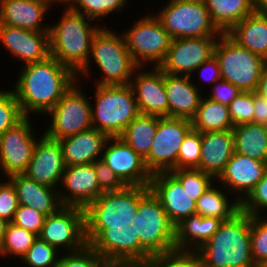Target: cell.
<instances>
[{"instance_id": "6da1fadb", "label": "cell", "mask_w": 267, "mask_h": 267, "mask_svg": "<svg viewBox=\"0 0 267 267\" xmlns=\"http://www.w3.org/2000/svg\"><path fill=\"white\" fill-rule=\"evenodd\" d=\"M12 88L24 116L46 115L75 84L77 75L54 57L21 66Z\"/></svg>"}, {"instance_id": "7a4b0ae2", "label": "cell", "mask_w": 267, "mask_h": 267, "mask_svg": "<svg viewBox=\"0 0 267 267\" xmlns=\"http://www.w3.org/2000/svg\"><path fill=\"white\" fill-rule=\"evenodd\" d=\"M64 8L58 22L49 25L50 55L77 75L87 64L94 36L103 25H94L67 5Z\"/></svg>"}, {"instance_id": "3957f363", "label": "cell", "mask_w": 267, "mask_h": 267, "mask_svg": "<svg viewBox=\"0 0 267 267\" xmlns=\"http://www.w3.org/2000/svg\"><path fill=\"white\" fill-rule=\"evenodd\" d=\"M196 252L200 267H256L251 255L250 215L240 210L223 221Z\"/></svg>"}, {"instance_id": "277c9868", "label": "cell", "mask_w": 267, "mask_h": 267, "mask_svg": "<svg viewBox=\"0 0 267 267\" xmlns=\"http://www.w3.org/2000/svg\"><path fill=\"white\" fill-rule=\"evenodd\" d=\"M103 25L94 36L89 60L77 74V80L83 82V78H90L89 76L95 71L92 66L96 64L95 66L103 73L98 75L96 85H127L139 66L133 61L122 34L116 33L110 29L111 27H105L106 24Z\"/></svg>"}, {"instance_id": "5b68a950", "label": "cell", "mask_w": 267, "mask_h": 267, "mask_svg": "<svg viewBox=\"0 0 267 267\" xmlns=\"http://www.w3.org/2000/svg\"><path fill=\"white\" fill-rule=\"evenodd\" d=\"M91 101L92 127L107 137H120L128 124L139 114L129 84L100 86L94 84Z\"/></svg>"}, {"instance_id": "8992f818", "label": "cell", "mask_w": 267, "mask_h": 267, "mask_svg": "<svg viewBox=\"0 0 267 267\" xmlns=\"http://www.w3.org/2000/svg\"><path fill=\"white\" fill-rule=\"evenodd\" d=\"M150 190L144 186H125L118 191L104 192L85 210L86 240L89 244L107 224L133 223L139 200Z\"/></svg>"}, {"instance_id": "52a82bcc", "label": "cell", "mask_w": 267, "mask_h": 267, "mask_svg": "<svg viewBox=\"0 0 267 267\" xmlns=\"http://www.w3.org/2000/svg\"><path fill=\"white\" fill-rule=\"evenodd\" d=\"M214 56L219 62L222 79L242 92L256 91L260 75L266 67L265 59L240 46L228 34H221L218 38Z\"/></svg>"}, {"instance_id": "ba28073f", "label": "cell", "mask_w": 267, "mask_h": 267, "mask_svg": "<svg viewBox=\"0 0 267 267\" xmlns=\"http://www.w3.org/2000/svg\"><path fill=\"white\" fill-rule=\"evenodd\" d=\"M163 6L155 16L172 39L221 35L210 19L204 0H169Z\"/></svg>"}, {"instance_id": "9c48e42d", "label": "cell", "mask_w": 267, "mask_h": 267, "mask_svg": "<svg viewBox=\"0 0 267 267\" xmlns=\"http://www.w3.org/2000/svg\"><path fill=\"white\" fill-rule=\"evenodd\" d=\"M146 14L134 21L129 29L122 30L121 34L133 61L139 67L151 64L152 67H158L170 48L172 38L153 12Z\"/></svg>"}, {"instance_id": "30bf717a", "label": "cell", "mask_w": 267, "mask_h": 267, "mask_svg": "<svg viewBox=\"0 0 267 267\" xmlns=\"http://www.w3.org/2000/svg\"><path fill=\"white\" fill-rule=\"evenodd\" d=\"M136 233L150 255L175 250V225L151 190L139 200Z\"/></svg>"}, {"instance_id": "8fae6325", "label": "cell", "mask_w": 267, "mask_h": 267, "mask_svg": "<svg viewBox=\"0 0 267 267\" xmlns=\"http://www.w3.org/2000/svg\"><path fill=\"white\" fill-rule=\"evenodd\" d=\"M82 88H84L82 82L77 80L61 100L45 115L51 118L46 131H43L48 138L60 140L92 128L90 103L92 97H88L89 95H86Z\"/></svg>"}, {"instance_id": "7c38bea8", "label": "cell", "mask_w": 267, "mask_h": 267, "mask_svg": "<svg viewBox=\"0 0 267 267\" xmlns=\"http://www.w3.org/2000/svg\"><path fill=\"white\" fill-rule=\"evenodd\" d=\"M38 237L62 254L83 249L87 245L84 208L63 205L45 217Z\"/></svg>"}, {"instance_id": "4fadbf2b", "label": "cell", "mask_w": 267, "mask_h": 267, "mask_svg": "<svg viewBox=\"0 0 267 267\" xmlns=\"http://www.w3.org/2000/svg\"><path fill=\"white\" fill-rule=\"evenodd\" d=\"M108 263L141 264L150 254L140 245L133 223L107 224L89 244Z\"/></svg>"}, {"instance_id": "5bb4252c", "label": "cell", "mask_w": 267, "mask_h": 267, "mask_svg": "<svg viewBox=\"0 0 267 267\" xmlns=\"http://www.w3.org/2000/svg\"><path fill=\"white\" fill-rule=\"evenodd\" d=\"M191 130V120L158 116L154 142L144 158L151 175L178 169V153L184 138Z\"/></svg>"}, {"instance_id": "9a60e30c", "label": "cell", "mask_w": 267, "mask_h": 267, "mask_svg": "<svg viewBox=\"0 0 267 267\" xmlns=\"http://www.w3.org/2000/svg\"><path fill=\"white\" fill-rule=\"evenodd\" d=\"M31 117L25 116L0 136V176L8 178L27 170L37 137L41 136L35 133L37 131L32 126L34 118Z\"/></svg>"}, {"instance_id": "2e32d148", "label": "cell", "mask_w": 267, "mask_h": 267, "mask_svg": "<svg viewBox=\"0 0 267 267\" xmlns=\"http://www.w3.org/2000/svg\"><path fill=\"white\" fill-rule=\"evenodd\" d=\"M219 37L172 39L170 48L158 67L167 74L191 76L200 65L214 56Z\"/></svg>"}, {"instance_id": "e0dca14e", "label": "cell", "mask_w": 267, "mask_h": 267, "mask_svg": "<svg viewBox=\"0 0 267 267\" xmlns=\"http://www.w3.org/2000/svg\"><path fill=\"white\" fill-rule=\"evenodd\" d=\"M101 161L126 186L149 187L152 175L144 159L120 137H108L103 147Z\"/></svg>"}, {"instance_id": "ac0fdd59", "label": "cell", "mask_w": 267, "mask_h": 267, "mask_svg": "<svg viewBox=\"0 0 267 267\" xmlns=\"http://www.w3.org/2000/svg\"><path fill=\"white\" fill-rule=\"evenodd\" d=\"M138 67L129 83L143 115L168 117V100L164 85V72L159 67ZM147 70V71H146Z\"/></svg>"}, {"instance_id": "d6986e66", "label": "cell", "mask_w": 267, "mask_h": 267, "mask_svg": "<svg viewBox=\"0 0 267 267\" xmlns=\"http://www.w3.org/2000/svg\"><path fill=\"white\" fill-rule=\"evenodd\" d=\"M266 171L267 162L234 152L216 182L241 203L264 177Z\"/></svg>"}, {"instance_id": "ffe728a7", "label": "cell", "mask_w": 267, "mask_h": 267, "mask_svg": "<svg viewBox=\"0 0 267 267\" xmlns=\"http://www.w3.org/2000/svg\"><path fill=\"white\" fill-rule=\"evenodd\" d=\"M41 133L23 174L37 183L59 190L65 170L62 149L58 140L48 138L43 131Z\"/></svg>"}, {"instance_id": "44dd1931", "label": "cell", "mask_w": 267, "mask_h": 267, "mask_svg": "<svg viewBox=\"0 0 267 267\" xmlns=\"http://www.w3.org/2000/svg\"><path fill=\"white\" fill-rule=\"evenodd\" d=\"M62 205L86 208L104 192L98 186L94 163L65 167L59 187Z\"/></svg>"}, {"instance_id": "7402d4cb", "label": "cell", "mask_w": 267, "mask_h": 267, "mask_svg": "<svg viewBox=\"0 0 267 267\" xmlns=\"http://www.w3.org/2000/svg\"><path fill=\"white\" fill-rule=\"evenodd\" d=\"M0 43L21 66L47 59L49 32H37L0 24Z\"/></svg>"}, {"instance_id": "603a6c76", "label": "cell", "mask_w": 267, "mask_h": 267, "mask_svg": "<svg viewBox=\"0 0 267 267\" xmlns=\"http://www.w3.org/2000/svg\"><path fill=\"white\" fill-rule=\"evenodd\" d=\"M149 188L175 226L184 218L196 214V201L170 172L153 174Z\"/></svg>"}, {"instance_id": "cb8c5ba5", "label": "cell", "mask_w": 267, "mask_h": 267, "mask_svg": "<svg viewBox=\"0 0 267 267\" xmlns=\"http://www.w3.org/2000/svg\"><path fill=\"white\" fill-rule=\"evenodd\" d=\"M52 8L42 0H0V24L37 32H49L43 22Z\"/></svg>"}, {"instance_id": "d4e9b609", "label": "cell", "mask_w": 267, "mask_h": 267, "mask_svg": "<svg viewBox=\"0 0 267 267\" xmlns=\"http://www.w3.org/2000/svg\"><path fill=\"white\" fill-rule=\"evenodd\" d=\"M194 82L191 76L164 73L169 118L191 120L195 116L204 95L201 89L203 86Z\"/></svg>"}, {"instance_id": "484cf974", "label": "cell", "mask_w": 267, "mask_h": 267, "mask_svg": "<svg viewBox=\"0 0 267 267\" xmlns=\"http://www.w3.org/2000/svg\"><path fill=\"white\" fill-rule=\"evenodd\" d=\"M108 137L93 127L59 141L65 167L94 163L101 160Z\"/></svg>"}, {"instance_id": "4316f807", "label": "cell", "mask_w": 267, "mask_h": 267, "mask_svg": "<svg viewBox=\"0 0 267 267\" xmlns=\"http://www.w3.org/2000/svg\"><path fill=\"white\" fill-rule=\"evenodd\" d=\"M234 152L232 130L201 132V156L197 169L217 179Z\"/></svg>"}, {"instance_id": "83f0119b", "label": "cell", "mask_w": 267, "mask_h": 267, "mask_svg": "<svg viewBox=\"0 0 267 267\" xmlns=\"http://www.w3.org/2000/svg\"><path fill=\"white\" fill-rule=\"evenodd\" d=\"M8 179L16 188L19 205L31 207L46 216L63 206L58 189L37 183L25 174H13Z\"/></svg>"}, {"instance_id": "f1b7e54d", "label": "cell", "mask_w": 267, "mask_h": 267, "mask_svg": "<svg viewBox=\"0 0 267 267\" xmlns=\"http://www.w3.org/2000/svg\"><path fill=\"white\" fill-rule=\"evenodd\" d=\"M223 221L198 214L184 218L175 226V249L196 251L219 229Z\"/></svg>"}, {"instance_id": "f546056e", "label": "cell", "mask_w": 267, "mask_h": 267, "mask_svg": "<svg viewBox=\"0 0 267 267\" xmlns=\"http://www.w3.org/2000/svg\"><path fill=\"white\" fill-rule=\"evenodd\" d=\"M240 46L267 58V15L254 12L243 18L228 33Z\"/></svg>"}, {"instance_id": "4dcf8cb0", "label": "cell", "mask_w": 267, "mask_h": 267, "mask_svg": "<svg viewBox=\"0 0 267 267\" xmlns=\"http://www.w3.org/2000/svg\"><path fill=\"white\" fill-rule=\"evenodd\" d=\"M213 25L227 34L243 18L255 12L254 0H204Z\"/></svg>"}, {"instance_id": "1f68e13d", "label": "cell", "mask_w": 267, "mask_h": 267, "mask_svg": "<svg viewBox=\"0 0 267 267\" xmlns=\"http://www.w3.org/2000/svg\"><path fill=\"white\" fill-rule=\"evenodd\" d=\"M216 185L217 182H214L196 201V214L219 218L222 221L230 220L240 211V202L233 199L232 194L219 183Z\"/></svg>"}, {"instance_id": "d6a6232c", "label": "cell", "mask_w": 267, "mask_h": 267, "mask_svg": "<svg viewBox=\"0 0 267 267\" xmlns=\"http://www.w3.org/2000/svg\"><path fill=\"white\" fill-rule=\"evenodd\" d=\"M234 151L267 162V126L244 123L232 128Z\"/></svg>"}, {"instance_id": "836d02e7", "label": "cell", "mask_w": 267, "mask_h": 267, "mask_svg": "<svg viewBox=\"0 0 267 267\" xmlns=\"http://www.w3.org/2000/svg\"><path fill=\"white\" fill-rule=\"evenodd\" d=\"M192 129L198 132L232 130L229 106L202 97L195 116L191 119Z\"/></svg>"}, {"instance_id": "e575fe53", "label": "cell", "mask_w": 267, "mask_h": 267, "mask_svg": "<svg viewBox=\"0 0 267 267\" xmlns=\"http://www.w3.org/2000/svg\"><path fill=\"white\" fill-rule=\"evenodd\" d=\"M158 125V116L139 114L133 119L120 138L143 159L149 154Z\"/></svg>"}, {"instance_id": "d590c367", "label": "cell", "mask_w": 267, "mask_h": 267, "mask_svg": "<svg viewBox=\"0 0 267 267\" xmlns=\"http://www.w3.org/2000/svg\"><path fill=\"white\" fill-rule=\"evenodd\" d=\"M38 235L22 227L16 226L12 222L7 224L0 257H16L20 260L29 248L33 245Z\"/></svg>"}, {"instance_id": "8d00e7d4", "label": "cell", "mask_w": 267, "mask_h": 267, "mask_svg": "<svg viewBox=\"0 0 267 267\" xmlns=\"http://www.w3.org/2000/svg\"><path fill=\"white\" fill-rule=\"evenodd\" d=\"M128 1L130 0H68L67 6L97 23L99 19L104 21L112 13H121L128 6Z\"/></svg>"}, {"instance_id": "74e56055", "label": "cell", "mask_w": 267, "mask_h": 267, "mask_svg": "<svg viewBox=\"0 0 267 267\" xmlns=\"http://www.w3.org/2000/svg\"><path fill=\"white\" fill-rule=\"evenodd\" d=\"M170 173L181 183L182 187L197 201L216 179L198 169H174Z\"/></svg>"}, {"instance_id": "f35d334b", "label": "cell", "mask_w": 267, "mask_h": 267, "mask_svg": "<svg viewBox=\"0 0 267 267\" xmlns=\"http://www.w3.org/2000/svg\"><path fill=\"white\" fill-rule=\"evenodd\" d=\"M142 267H200L196 251L173 250L150 255L141 263Z\"/></svg>"}, {"instance_id": "ab89813d", "label": "cell", "mask_w": 267, "mask_h": 267, "mask_svg": "<svg viewBox=\"0 0 267 267\" xmlns=\"http://www.w3.org/2000/svg\"><path fill=\"white\" fill-rule=\"evenodd\" d=\"M61 254L50 244L37 237L20 261L25 267H57Z\"/></svg>"}, {"instance_id": "60d3db41", "label": "cell", "mask_w": 267, "mask_h": 267, "mask_svg": "<svg viewBox=\"0 0 267 267\" xmlns=\"http://www.w3.org/2000/svg\"><path fill=\"white\" fill-rule=\"evenodd\" d=\"M251 255L256 267L267 264V218L250 215Z\"/></svg>"}, {"instance_id": "b9f144b4", "label": "cell", "mask_w": 267, "mask_h": 267, "mask_svg": "<svg viewBox=\"0 0 267 267\" xmlns=\"http://www.w3.org/2000/svg\"><path fill=\"white\" fill-rule=\"evenodd\" d=\"M24 117L14 91L0 88V136Z\"/></svg>"}, {"instance_id": "7bdbcfd3", "label": "cell", "mask_w": 267, "mask_h": 267, "mask_svg": "<svg viewBox=\"0 0 267 267\" xmlns=\"http://www.w3.org/2000/svg\"><path fill=\"white\" fill-rule=\"evenodd\" d=\"M201 156V132L191 130L178 153V169H197Z\"/></svg>"}, {"instance_id": "ee69618b", "label": "cell", "mask_w": 267, "mask_h": 267, "mask_svg": "<svg viewBox=\"0 0 267 267\" xmlns=\"http://www.w3.org/2000/svg\"><path fill=\"white\" fill-rule=\"evenodd\" d=\"M108 262L88 244L81 250L61 254L57 267H106Z\"/></svg>"}, {"instance_id": "f6af8a7d", "label": "cell", "mask_w": 267, "mask_h": 267, "mask_svg": "<svg viewBox=\"0 0 267 267\" xmlns=\"http://www.w3.org/2000/svg\"><path fill=\"white\" fill-rule=\"evenodd\" d=\"M240 210L257 217H267V171L249 195L240 203Z\"/></svg>"}, {"instance_id": "bcb514c9", "label": "cell", "mask_w": 267, "mask_h": 267, "mask_svg": "<svg viewBox=\"0 0 267 267\" xmlns=\"http://www.w3.org/2000/svg\"><path fill=\"white\" fill-rule=\"evenodd\" d=\"M228 106L233 126L254 123V92H242Z\"/></svg>"}, {"instance_id": "7dc6e473", "label": "cell", "mask_w": 267, "mask_h": 267, "mask_svg": "<svg viewBox=\"0 0 267 267\" xmlns=\"http://www.w3.org/2000/svg\"><path fill=\"white\" fill-rule=\"evenodd\" d=\"M18 207L15 186L8 178H3V181L0 180V219L7 223L12 222Z\"/></svg>"}, {"instance_id": "c3c4849f", "label": "cell", "mask_w": 267, "mask_h": 267, "mask_svg": "<svg viewBox=\"0 0 267 267\" xmlns=\"http://www.w3.org/2000/svg\"><path fill=\"white\" fill-rule=\"evenodd\" d=\"M46 215L31 207L19 205L12 221L16 226L22 227L39 235Z\"/></svg>"}, {"instance_id": "681fc988", "label": "cell", "mask_w": 267, "mask_h": 267, "mask_svg": "<svg viewBox=\"0 0 267 267\" xmlns=\"http://www.w3.org/2000/svg\"><path fill=\"white\" fill-rule=\"evenodd\" d=\"M94 169L98 186L103 192L118 191L126 186L101 160L94 162Z\"/></svg>"}, {"instance_id": "f907efd6", "label": "cell", "mask_w": 267, "mask_h": 267, "mask_svg": "<svg viewBox=\"0 0 267 267\" xmlns=\"http://www.w3.org/2000/svg\"><path fill=\"white\" fill-rule=\"evenodd\" d=\"M213 89L211 88V93L206 95L205 97L216 101L221 104L229 105L238 95L242 93V91L234 86L229 81L224 79H219L213 85Z\"/></svg>"}, {"instance_id": "816d5d0a", "label": "cell", "mask_w": 267, "mask_h": 267, "mask_svg": "<svg viewBox=\"0 0 267 267\" xmlns=\"http://www.w3.org/2000/svg\"><path fill=\"white\" fill-rule=\"evenodd\" d=\"M198 71V72H197ZM196 74V77L199 80L207 83L214 84L216 81L221 79V71L219 62L215 56H212L208 61L204 62L200 65L191 75V78L194 79L193 75ZM199 74V76H197Z\"/></svg>"}, {"instance_id": "f5cc1de1", "label": "cell", "mask_w": 267, "mask_h": 267, "mask_svg": "<svg viewBox=\"0 0 267 267\" xmlns=\"http://www.w3.org/2000/svg\"><path fill=\"white\" fill-rule=\"evenodd\" d=\"M254 123L267 126V100L254 91Z\"/></svg>"}, {"instance_id": "db71d44e", "label": "cell", "mask_w": 267, "mask_h": 267, "mask_svg": "<svg viewBox=\"0 0 267 267\" xmlns=\"http://www.w3.org/2000/svg\"><path fill=\"white\" fill-rule=\"evenodd\" d=\"M256 92L267 100V66L263 69Z\"/></svg>"}, {"instance_id": "11a10c76", "label": "cell", "mask_w": 267, "mask_h": 267, "mask_svg": "<svg viewBox=\"0 0 267 267\" xmlns=\"http://www.w3.org/2000/svg\"><path fill=\"white\" fill-rule=\"evenodd\" d=\"M254 10L267 15V0H254Z\"/></svg>"}, {"instance_id": "9f6ffc18", "label": "cell", "mask_w": 267, "mask_h": 267, "mask_svg": "<svg viewBox=\"0 0 267 267\" xmlns=\"http://www.w3.org/2000/svg\"><path fill=\"white\" fill-rule=\"evenodd\" d=\"M7 224L8 223L6 221L0 219V248L2 247V243H3L4 234H5Z\"/></svg>"}, {"instance_id": "6f0895ef", "label": "cell", "mask_w": 267, "mask_h": 267, "mask_svg": "<svg viewBox=\"0 0 267 267\" xmlns=\"http://www.w3.org/2000/svg\"><path fill=\"white\" fill-rule=\"evenodd\" d=\"M106 267H142L141 264L108 263Z\"/></svg>"}, {"instance_id": "680465c9", "label": "cell", "mask_w": 267, "mask_h": 267, "mask_svg": "<svg viewBox=\"0 0 267 267\" xmlns=\"http://www.w3.org/2000/svg\"><path fill=\"white\" fill-rule=\"evenodd\" d=\"M42 1H45L46 3H48L51 7H54L57 5V4H61V5H67V1L68 0H42Z\"/></svg>"}]
</instances>
